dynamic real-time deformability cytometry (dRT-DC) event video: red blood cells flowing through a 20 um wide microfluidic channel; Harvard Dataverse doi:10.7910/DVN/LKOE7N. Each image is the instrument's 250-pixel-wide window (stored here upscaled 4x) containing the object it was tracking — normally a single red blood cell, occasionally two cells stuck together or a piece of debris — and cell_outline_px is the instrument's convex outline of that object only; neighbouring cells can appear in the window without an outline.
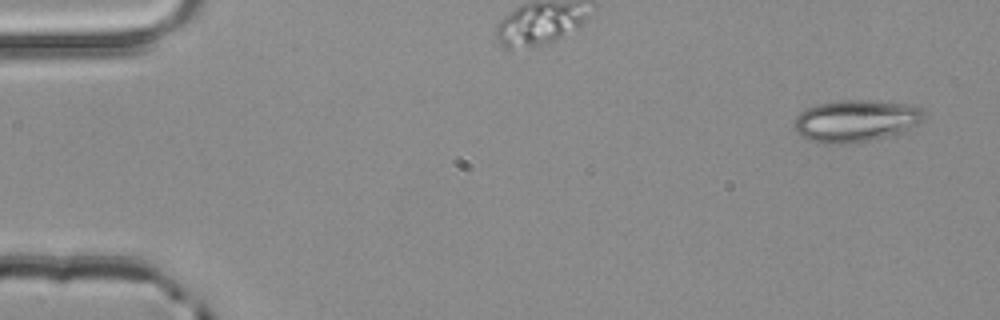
{"species": "common noctule bat (a hibernating species)", "species_latin": "Nyctalus noctula", "temperature_condition": "room temperature", "stored_images_in_passage": 3, "camera_frame_rate_fps": 3000, "um_per_image_px": 0.085, "animal": {"sex": "male", "body_mass_g": 20.4}, "frame": {"image": 1, "passage_image": 1, "time_ms": 0.0, "image_size_px": [1000, 320], "cell_outline_px": [[924, 120], [904, 132], [896, 136], [852, 144], [824, 144], [812, 140], [804, 136], [792, 128], [792, 124], [796, 116], [800, 112], [808, 108], [820, 104], [840, 100], [868, 100], [916, 104], [924, 108]], "centroid_in_image_um": [72.82, 10.28], "position_along_channel_um": 12.2, "area_um2": 32.54}}